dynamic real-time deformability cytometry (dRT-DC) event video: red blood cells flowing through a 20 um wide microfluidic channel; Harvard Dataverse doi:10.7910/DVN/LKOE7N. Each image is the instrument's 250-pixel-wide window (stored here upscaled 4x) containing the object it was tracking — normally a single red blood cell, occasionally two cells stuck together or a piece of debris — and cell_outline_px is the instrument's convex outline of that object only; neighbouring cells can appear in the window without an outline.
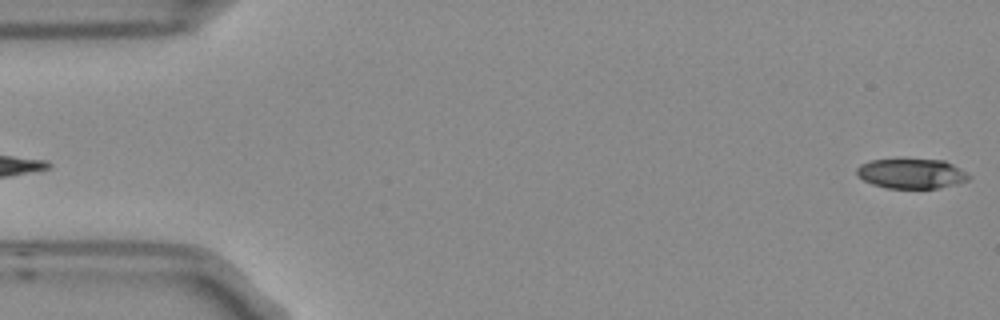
{"species": "Egyptian fruit bat (a non-hibernating species)", "species_latin": "Rousettus aegyptiacus", "temperature_condition": "room temperature", "stored_images_in_passage": 4, "segment_of_instrument_passage": [2, 2], "camera_frame_rate_fps": 3000, "um_per_image_px": 0.085, "frame": {"image": 1, "passage_image": 4, "time_ms": 1.0, "image_size_px": [1000, 320], "cell_outline_px": [[972, 176], [968, 180], [956, 184], [936, 188], [888, 188], [872, 184], [864, 180], [856, 172], [856, 168], [860, 164], [872, 160], [900, 156], [944, 160], [952, 164]], "centroid_in_image_um": [77.45, 14.7], "position_along_channel_um": 7.5, "area_um2": 20.23}}